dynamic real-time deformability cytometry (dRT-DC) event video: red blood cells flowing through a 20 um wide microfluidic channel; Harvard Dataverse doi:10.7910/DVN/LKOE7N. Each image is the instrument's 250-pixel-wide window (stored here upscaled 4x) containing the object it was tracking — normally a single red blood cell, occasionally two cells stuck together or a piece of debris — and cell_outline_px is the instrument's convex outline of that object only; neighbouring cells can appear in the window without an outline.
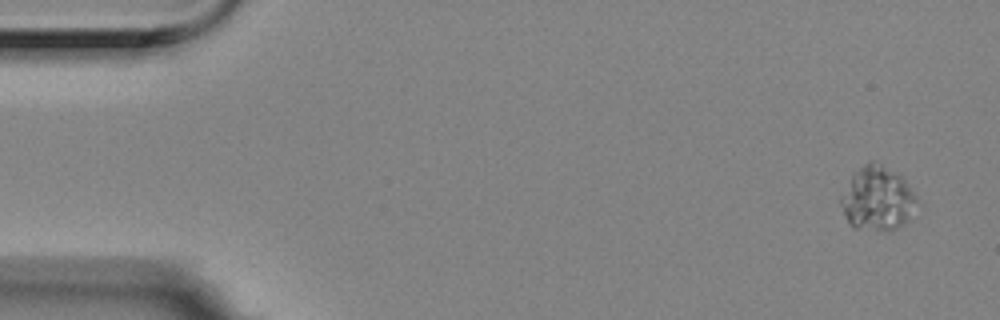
{"species": "Egyptian fruit bat (a non-hibernating species)", "species_latin": "Rousettus aegyptiacus", "temperature_condition": "room temperature", "stored_images_in_passage": 4, "camera_frame_rate_fps": 3000, "um_per_image_px": 0.085, "animal": {"sex": "female"}, "frame": {"image": 1, "passage_image": 1, "time_ms": 0.0, "image_size_px": [1000, 320], "cell_outline_px": [[920, 200], [912, 220], [896, 228], [856, 228], [848, 220], [840, 204], [840, 196], [852, 176], [868, 160], [872, 160], [896, 172], [904, 180]], "centroid_in_image_um": [74.64, 16.86], "position_along_channel_um": 10.4, "area_um2": 28.03}}
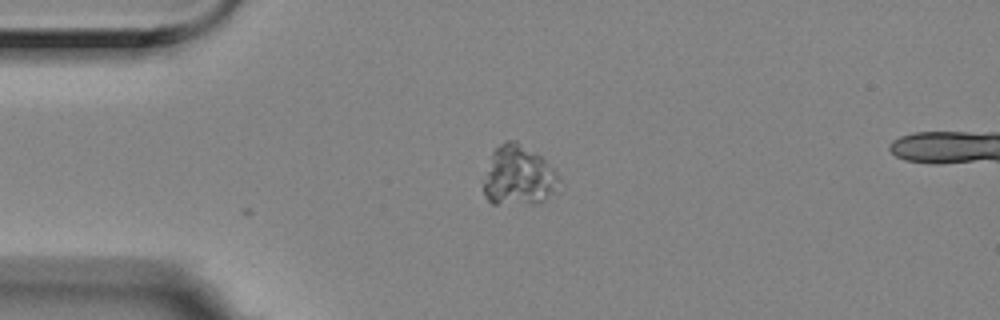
{"frame": {"image": 2, "passage_image": 4, "time_ms": 1.0, "image_size_px": [1000, 320], "cell_outline_px": [[560, 180], [552, 192], [544, 200], [536, 204], [492, 204], [488, 200], [484, 192], [484, 184], [492, 152], [504, 140], [516, 140], [540, 156], [556, 172]], "centroid_in_image_um": [44.05, 14.94], "position_along_channel_um": 40.9, "area_um2": 25.89}}